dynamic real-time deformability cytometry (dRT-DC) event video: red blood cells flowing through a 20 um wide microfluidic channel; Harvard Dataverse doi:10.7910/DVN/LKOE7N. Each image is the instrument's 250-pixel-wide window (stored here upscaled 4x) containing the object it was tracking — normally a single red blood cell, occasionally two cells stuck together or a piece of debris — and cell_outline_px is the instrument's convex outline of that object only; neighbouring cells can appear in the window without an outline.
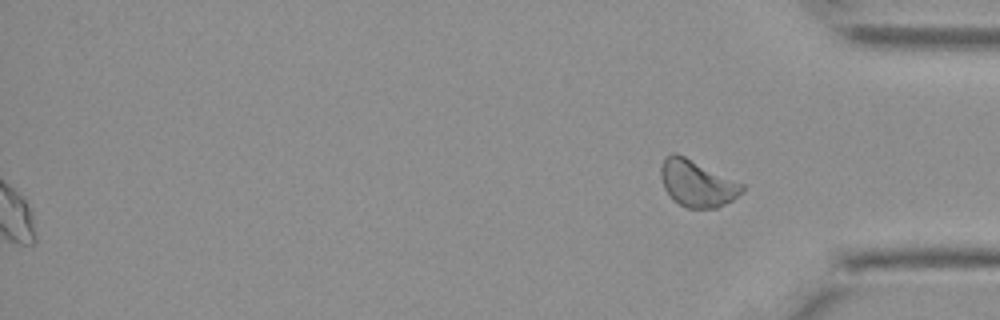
{"species": "Egyptian fruit bat (a non-hibernating species)", "species_latin": "Rousettus aegyptiacus", "temperature_condition": "cold", "stored_images_in_passage": 41, "segment_of_instrument_passage": [2, 2], "camera_frame_rate_fps": 3000, "um_per_image_px": 0.085, "animal": {"sex": "female"}, "frame": {"image": 1, "passage_image": 41, "time_ms": 13.333, "image_size_px": [1000, 320], "cell_outline_px": [[744, 188], [732, 200], [716, 208], [688, 208], [672, 200], [664, 188], [660, 176], [660, 168], [664, 160], [672, 152], [676, 152], [744, 184]], "centroid_in_image_um": [59.22, 15.59], "position_along_channel_um": 376.0, "area_um2": 21.85}}